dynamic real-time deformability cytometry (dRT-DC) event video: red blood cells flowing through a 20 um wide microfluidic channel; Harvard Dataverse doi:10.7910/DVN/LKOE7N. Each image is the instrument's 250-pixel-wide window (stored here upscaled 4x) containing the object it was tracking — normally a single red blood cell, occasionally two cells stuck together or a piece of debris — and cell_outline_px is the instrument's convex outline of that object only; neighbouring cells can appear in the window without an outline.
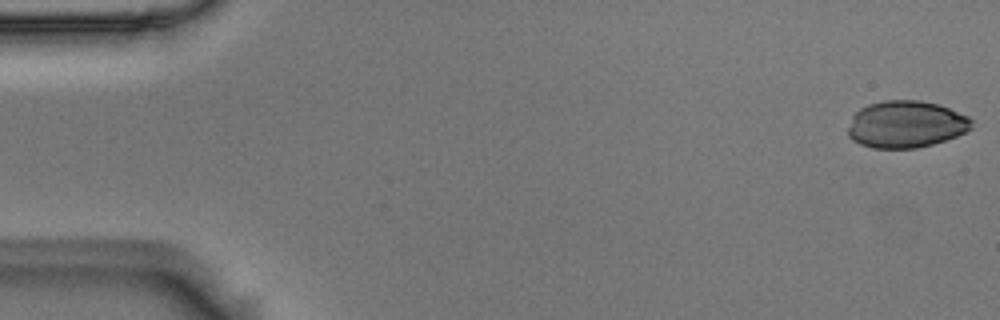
{"species": "Egyptian fruit bat (a non-hibernating species)", "species_latin": "Rousettus aegyptiacus", "temperature_condition": "room temperature", "stored_images_in_passage": 53, "camera_frame_rate_fps": 3000, "um_per_image_px": 0.085, "animal": {"sex": "male"}, "frame": {"image": 1, "passage_image": 1, "time_ms": 0.0, "image_size_px": [1000, 320], "cell_outline_px": [[972, 128], [956, 136], [932, 144], [916, 148], [872, 148], [860, 144], [852, 140], [848, 136], [848, 128], [852, 116], [860, 108], [868, 104], [884, 100], [920, 100], [940, 104], [968, 116], [972, 120]], "centroid_in_image_um": [76.99, 10.56], "position_along_channel_um": 8.0, "area_um2": 33.99}}
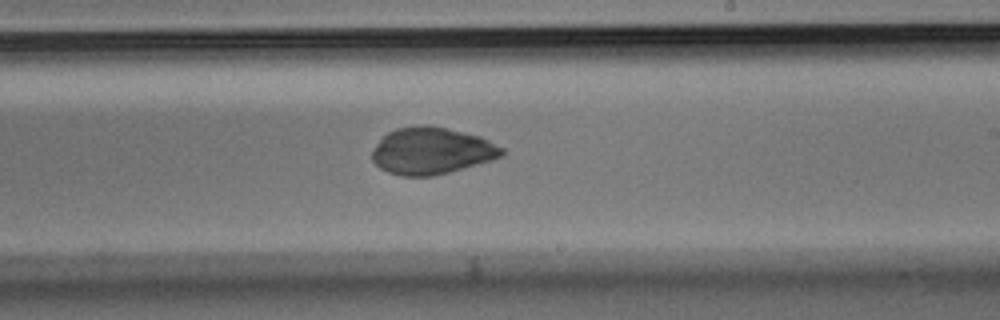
{"frame": {"image": 2, "passage_image": 32, "time_ms": 10.333, "image_size_px": [1000, 320], "cell_outline_px": [[504, 156], [492, 160], [448, 172], [432, 176], [400, 176], [388, 172], [380, 168], [372, 160], [372, 152], [376, 144], [388, 132], [396, 128], [416, 124], [428, 124], [480, 136], [504, 148]], "centroid_in_image_um": [36.68, 12.81], "position_along_channel_um": 252.3, "area_um2": 35.49}}
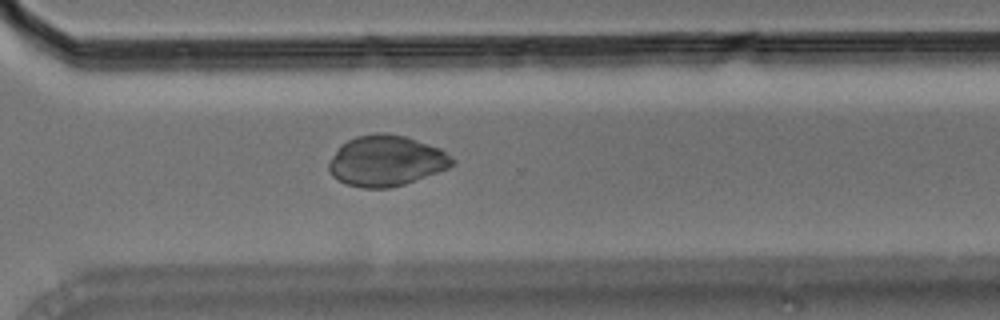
{"frame": {"image": 3, "passage_image": 39, "time_ms": 12.667, "image_size_px": [1000, 320], "cell_outline_px": [[456, 164], [448, 168], [404, 184], [388, 188], [360, 188], [348, 184], [332, 176], [328, 168], [328, 164], [332, 156], [340, 144], [356, 136], [376, 132], [384, 132], [404, 136], [440, 148], [456, 160]], "centroid_in_image_um": [32.82, 13.66], "position_along_channel_um": 337.8, "area_um2": 36.41}}